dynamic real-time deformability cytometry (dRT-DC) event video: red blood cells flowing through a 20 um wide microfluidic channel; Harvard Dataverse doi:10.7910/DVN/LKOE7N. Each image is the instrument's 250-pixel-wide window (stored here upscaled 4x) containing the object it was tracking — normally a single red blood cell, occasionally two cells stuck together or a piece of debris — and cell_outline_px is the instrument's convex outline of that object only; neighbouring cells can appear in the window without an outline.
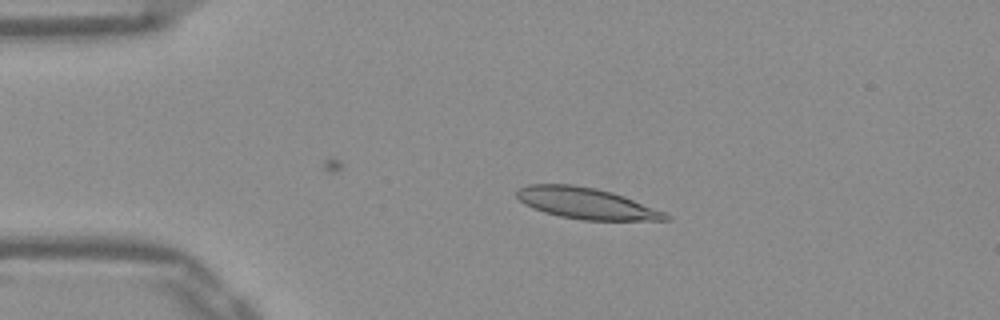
{"species": "Egyptian fruit bat (a non-hibernating species)", "species_latin": "Rousettus aegyptiacus", "temperature_condition": "warm", "stored_images_in_passage": 28, "camera_frame_rate_fps": 3000, "um_per_image_px": 0.085, "frame": {"image": 1, "passage_image": 10, "time_ms": 3.0, "image_size_px": [1000, 320], "cell_outline_px": [[672, 220], [584, 220], [560, 216], [544, 212], [532, 208], [524, 204], [516, 196], [516, 188], [528, 184], [572, 184], [596, 188], [612, 192], [624, 196], [664, 212], [672, 216]], "centroid_in_image_um": [49.8, 17.27], "position_along_channel_um": 35.2, "area_um2": 27.11}}